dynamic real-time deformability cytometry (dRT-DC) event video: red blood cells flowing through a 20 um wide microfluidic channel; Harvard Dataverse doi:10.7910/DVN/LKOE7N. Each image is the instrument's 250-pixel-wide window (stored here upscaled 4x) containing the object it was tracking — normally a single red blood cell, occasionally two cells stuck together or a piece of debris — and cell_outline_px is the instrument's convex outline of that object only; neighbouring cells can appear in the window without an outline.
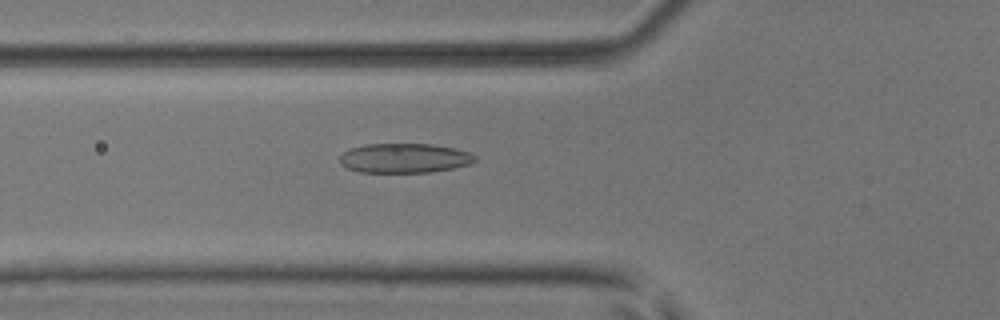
{"species": "common noctule bat (a hibernating species)", "species_latin": "Nyctalus noctula", "temperature_condition": "room temperature", "stored_images_in_passage": 47, "camera_frame_rate_fps": 3000, "um_per_image_px": 0.085, "animal": {"sex": "male", "body_mass_g": 17.9, "forearm_length_mm": 54.2}, "frame": {"image": 1, "passage_image": 15, "time_ms": 4.667, "image_size_px": [1000, 320], "cell_outline_px": [[476, 160], [468, 164], [452, 168], [432, 172], [360, 172], [348, 168], [340, 164], [340, 156], [344, 152], [352, 148], [364, 144], [432, 144], [456, 148], [472, 152], [476, 156]], "centroid_in_image_um": [34.4, 13.43], "position_along_channel_um": 91.4, "area_um2": 23.29}}
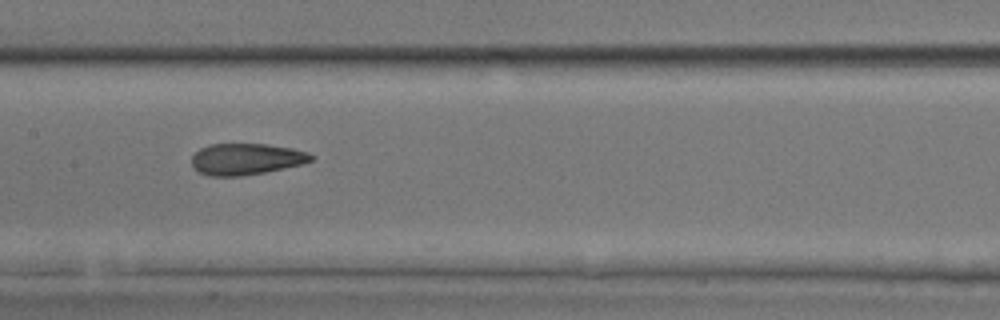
{"frame": {"image": 2, "passage_image": 22, "time_ms": 7.0, "image_size_px": [1000, 320], "cell_outline_px": [[316, 156], [312, 160], [300, 164], [284, 168], [264, 172], [240, 176], [208, 176], [200, 172], [192, 164], [192, 156], [200, 148], [208, 144], [264, 144], [292, 148], [308, 152]], "centroid_in_image_um": [20.93, 13.51], "position_along_channel_um": 186.5, "area_um2": 21.73}}
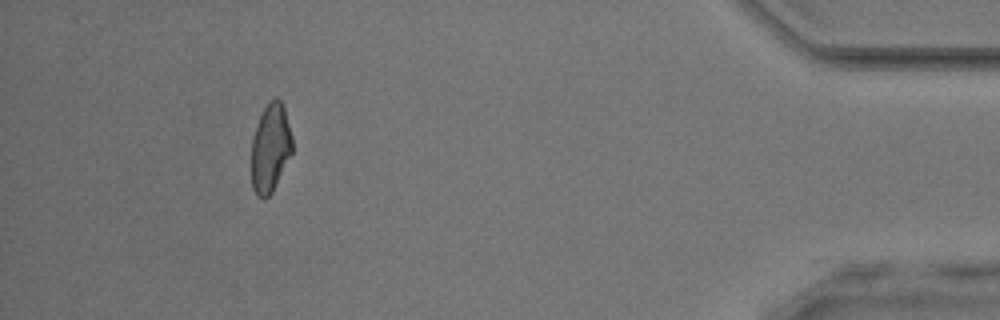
{"frame": {"image": 3, "passage_image": 43, "time_ms": 14.0, "image_size_px": [1000, 320], "cell_outline_px": [[292, 152], [272, 192], [264, 200], [256, 196], [252, 188], [252, 140], [256, 124], [264, 108], [276, 96], [280, 100], [284, 108], [292, 136]], "centroid_in_image_um": [22.97, 12.61], "position_along_channel_um": 412.2, "area_um2": 20.92}, "authors_computed_cell_mechanics": {"area_um2": 22.1374, "velocity_mm_per_s": 4.0684, "shape_relaxation_time_tau1_ms": 9.6723, "shape_relaxation_time_tau2_ms": 1.6322, "deformation_change_tau1": 0.2538, "deformation_change_tau2": 0.0821}}